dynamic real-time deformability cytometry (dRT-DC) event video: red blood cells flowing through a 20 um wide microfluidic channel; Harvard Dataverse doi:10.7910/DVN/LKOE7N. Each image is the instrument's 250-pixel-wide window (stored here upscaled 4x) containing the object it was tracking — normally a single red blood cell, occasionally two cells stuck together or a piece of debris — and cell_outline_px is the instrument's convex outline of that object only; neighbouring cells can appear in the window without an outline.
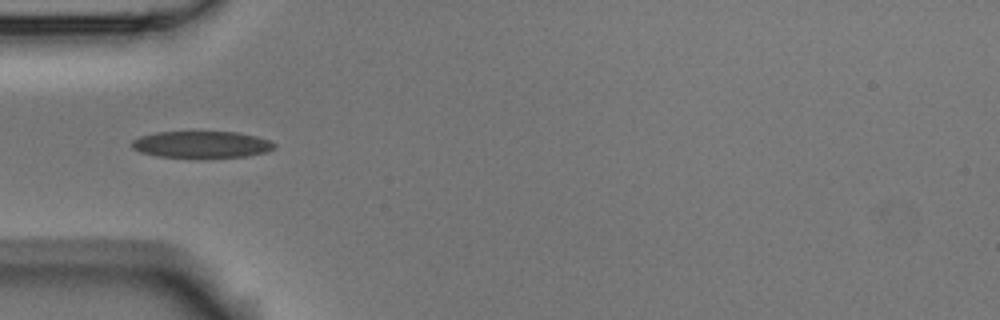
{"species": "Egyptian fruit bat (a non-hibernating species)", "species_latin": "Rousettus aegyptiacus", "temperature_condition": "room temperature", "stored_images_in_passage": 4, "camera_frame_rate_fps": 3000, "um_per_image_px": 0.085, "animal": {"sex": "male"}, "frame": {"image": 1, "passage_image": 4, "time_ms": 3.333, "image_size_px": [1000, 320], "cell_outline_px": [[276, 148], [264, 152], [244, 156], [200, 160], [156, 156], [140, 152], [132, 148], [132, 140], [140, 136], [156, 132], [236, 132], [256, 136], [272, 140], [276, 144]], "centroid_in_image_um": [17.13, 12.32], "position_along_channel_um": 67.9, "area_um2": 23.0}}